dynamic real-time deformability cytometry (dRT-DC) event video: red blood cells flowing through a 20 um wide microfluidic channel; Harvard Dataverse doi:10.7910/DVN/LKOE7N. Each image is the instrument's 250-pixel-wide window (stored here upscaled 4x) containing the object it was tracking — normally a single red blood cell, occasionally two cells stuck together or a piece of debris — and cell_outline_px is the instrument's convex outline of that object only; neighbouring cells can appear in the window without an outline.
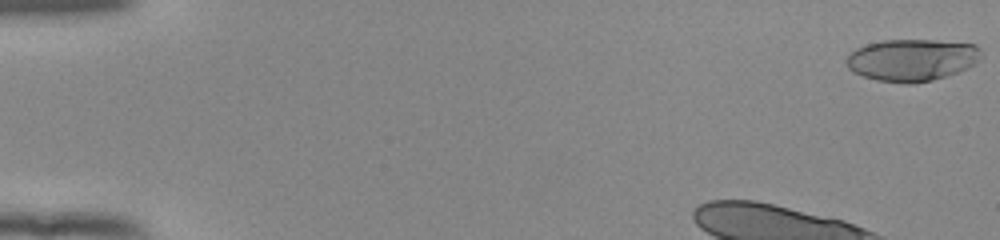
{"species": "human", "species_latin": "Homo sapiens", "temperature_condition": "room temperature", "stored_images_in_passage": 15, "camera_frame_rate_fps": 3000, "um_per_image_px": 0.085, "donor": {"sex": "female"}, "frame": {"image": 1, "passage_image": 1, "time_ms": 0.0, "image_size_px": [1000, 240], "cell_outline_px": [[984, 56], [980, 60], [956, 72], [932, 80], [912, 84], [904, 84], [876, 80], [852, 72], [848, 68], [844, 60], [848, 52], [856, 48], [880, 40], [932, 40], [976, 44], [980, 48]], "centroid_in_image_um": [77.47, 5.09], "position_along_channel_um": 7.5, "area_um2": 33.29}}